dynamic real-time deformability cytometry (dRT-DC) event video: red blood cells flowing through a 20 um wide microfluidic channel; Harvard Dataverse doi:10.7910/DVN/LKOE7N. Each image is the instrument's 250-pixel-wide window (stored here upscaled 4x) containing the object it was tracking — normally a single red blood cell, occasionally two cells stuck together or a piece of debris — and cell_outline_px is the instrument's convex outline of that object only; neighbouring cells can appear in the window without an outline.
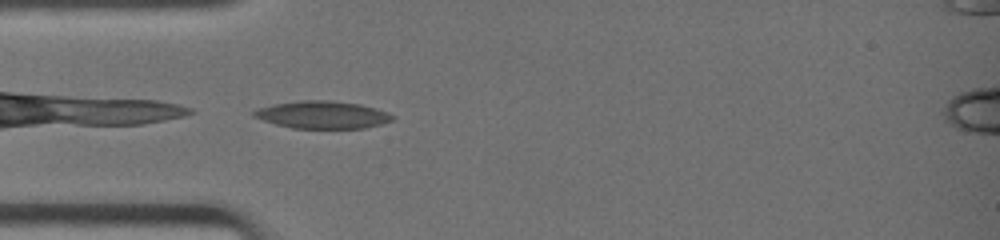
{"species": "common noctule bat (a hibernating species)", "species_latin": "Nyctalus noctula", "temperature_condition": "warm", "stored_images_in_passage": 28, "camera_frame_rate_fps": 3000, "um_per_image_px": 0.085, "animal": {"sex": "female", "body_mass_g": 19.0, "forearm_length_mm": 51.5}, "frame": {"image": 1, "passage_image": 1, "time_ms": 0.0, "image_size_px": [1000, 240], "cell_outline_px": [[396, 116], [392, 120], [380, 124], [364, 128], [292, 128], [276, 124], [252, 116], [252, 112], [256, 108], [272, 104], [300, 100], [328, 100], [360, 104], [376, 108], [388, 112]], "centroid_in_image_um": [27.4, 9.75], "position_along_channel_um": 57.6, "area_um2": 22.25}}
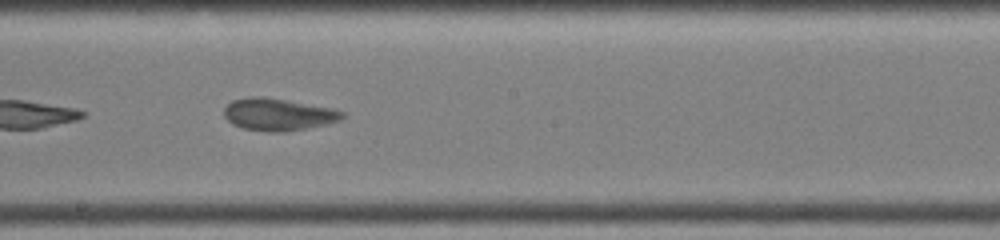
{"frame": {"image": 2, "passage_image": 12, "time_ms": 3.667, "image_size_px": [1000, 240], "cell_outline_px": [[344, 116], [340, 120], [328, 124], [308, 128], [284, 132], [268, 132], [244, 128], [232, 124], [224, 116], [224, 108], [232, 100], [252, 96], [264, 96], [332, 108], [344, 112]], "centroid_in_image_um": [23.64, 9.73], "position_along_channel_um": 224.6, "area_um2": 22.25}}
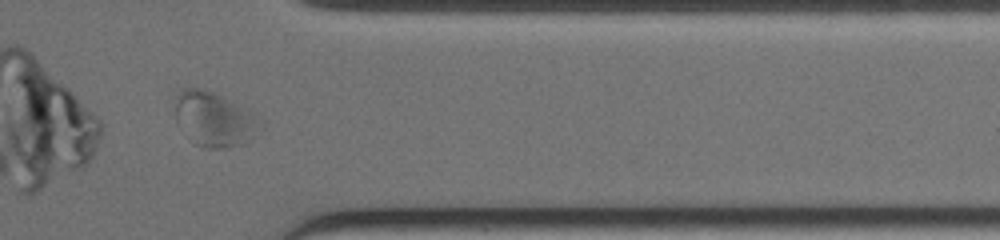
{"frame": {"image": 3, "passage_image": 23, "time_ms": 7.333, "image_size_px": [1000, 240], "cell_outline_px": [[264, 128], [256, 136], [244, 144], [224, 148], [204, 148], [196, 144], [176, 120], [172, 100], [184, 88], [200, 88], [212, 92], [248, 108], [256, 112], [264, 120]], "centroid_in_image_um": [18.3, 10.13], "position_along_channel_um": 393.1, "area_um2": 27.74}, "authors_computed_cell_mechanics": {"area_um2": 22.2819, "velocity_mm_per_s": 4.6223, "shape_relaxation_time_tau1_ms": 9.614, "shape_relaxation_time_tau2_ms": 1.3584, "deformation_change_tau1": 0.2967, "deformation_change_tau2": 0.0748}}